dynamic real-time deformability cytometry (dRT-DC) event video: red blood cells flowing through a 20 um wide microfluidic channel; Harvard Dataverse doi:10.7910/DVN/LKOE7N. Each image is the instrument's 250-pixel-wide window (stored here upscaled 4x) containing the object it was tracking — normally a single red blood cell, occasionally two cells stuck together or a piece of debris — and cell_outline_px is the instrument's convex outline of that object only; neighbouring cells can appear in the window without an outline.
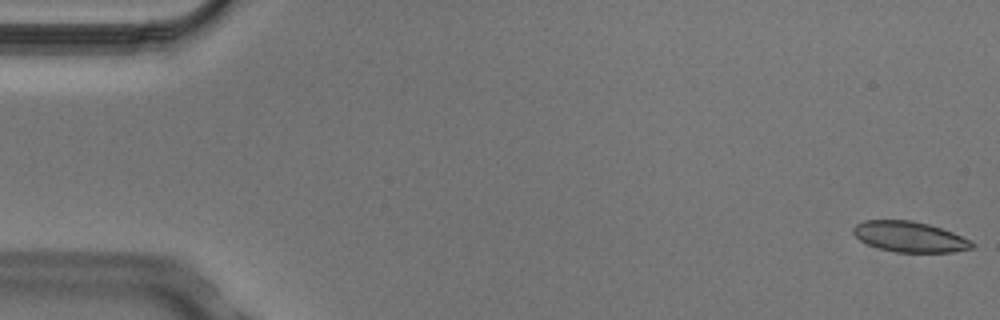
{"species": "Egyptian fruit bat (a non-hibernating species)", "species_latin": "Rousettus aegyptiacus", "temperature_condition": "cold", "stored_images_in_passage": 4, "camera_frame_rate_fps": 3000, "um_per_image_px": 0.085, "animal": {"sex": "male"}, "frame": {"image": 1, "passage_image": 1, "time_ms": 0.0, "image_size_px": [1000, 320], "cell_outline_px": [[976, 244], [972, 248], [952, 252], [896, 252], [880, 248], [868, 244], [860, 240], [852, 232], [852, 228], [856, 224], [864, 220], [912, 220], [928, 224], [952, 232], [972, 240]], "centroid_in_image_um": [77.33, 20.12], "position_along_channel_um": 7.7, "area_um2": 21.1}}
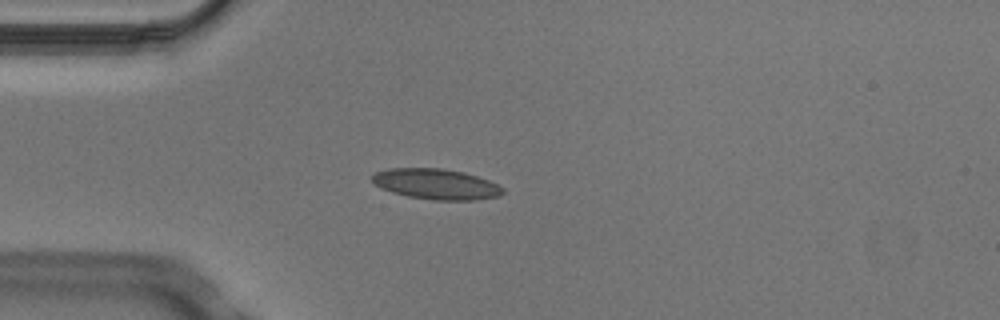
{"frame": {"image": 2, "passage_image": 4, "time_ms": 1.0, "image_size_px": [1000, 320], "cell_outline_px": [[504, 192], [496, 196], [472, 200], [432, 200], [408, 196], [392, 192], [380, 188], [372, 180], [372, 176], [376, 172], [388, 168], [440, 168], [464, 172], [488, 180], [504, 188]], "centroid_in_image_um": [37.04, 15.64], "position_along_channel_um": 48.0, "area_um2": 23.06}}